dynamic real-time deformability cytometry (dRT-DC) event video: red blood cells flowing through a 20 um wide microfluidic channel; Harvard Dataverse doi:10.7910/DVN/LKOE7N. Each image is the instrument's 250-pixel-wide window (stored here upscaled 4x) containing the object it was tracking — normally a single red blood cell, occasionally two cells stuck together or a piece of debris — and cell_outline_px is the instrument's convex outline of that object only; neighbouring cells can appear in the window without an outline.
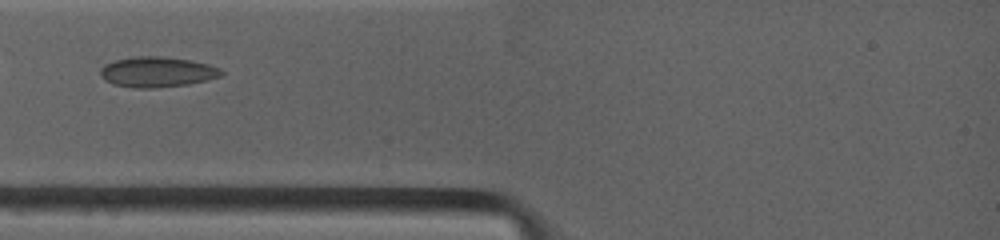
{"species": "common noctule bat (a hibernating species)", "species_latin": "Nyctalus noctula", "temperature_condition": "warm", "stored_images_in_passage": 2, "camera_frame_rate_fps": 4500, "um_per_image_px": 0.085, "animal": {"sex": "female", "body_mass_g": 19.0, "forearm_length_mm": 53.3}, "frame": {"image": 1, "passage_image": 2, "time_ms": 0.889, "image_size_px": [1000, 240], "cell_outline_px": [[224, 72], [220, 76], [188, 84], [156, 88], [132, 88], [112, 84], [104, 80], [100, 76], [100, 68], [104, 64], [116, 60], [140, 56], [160, 56], [188, 60], [208, 64], [220, 68]], "centroid_in_image_um": [13.31, 6.13], "position_along_channel_um": 71.7, "area_um2": 21.33}}